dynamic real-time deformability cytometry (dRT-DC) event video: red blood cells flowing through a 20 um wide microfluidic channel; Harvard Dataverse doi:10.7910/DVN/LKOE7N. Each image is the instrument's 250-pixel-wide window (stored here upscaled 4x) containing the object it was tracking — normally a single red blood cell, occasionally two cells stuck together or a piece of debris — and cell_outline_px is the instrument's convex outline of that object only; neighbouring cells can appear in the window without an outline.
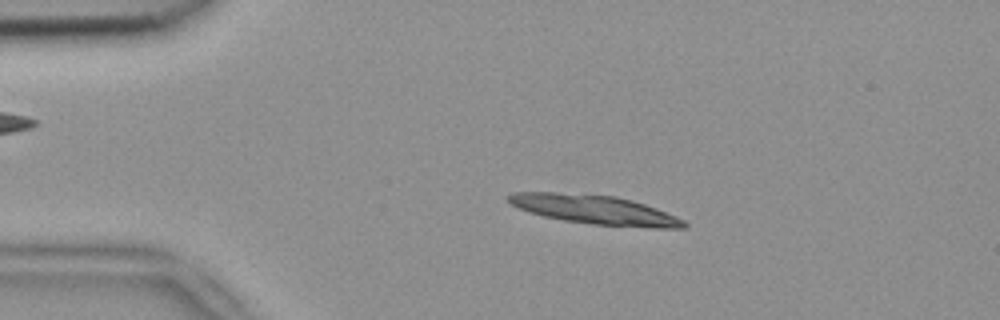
{"species": "common noctule bat (a hibernating species)", "species_latin": "Nyctalus noctula", "temperature_condition": "room temperature", "stored_images_in_passage": 6, "camera_frame_rate_fps": 3000, "um_per_image_px": 0.085, "animal": {"sex": "female", "body_mass_g": 18.4}, "frame": {"image": 1, "passage_image": 3, "time_ms": 0.667, "image_size_px": [1000, 320], "cell_outline_px": [[688, 228], [648, 228], [592, 224], [564, 220], [544, 216], [528, 212], [512, 204], [508, 200], [508, 196], [512, 192], [552, 192], [616, 196], [632, 200], [656, 208], [676, 216], [684, 220], [688, 224]], "centroid_in_image_um": [50.61, 17.83], "position_along_channel_um": 34.4, "area_um2": 29.65}}